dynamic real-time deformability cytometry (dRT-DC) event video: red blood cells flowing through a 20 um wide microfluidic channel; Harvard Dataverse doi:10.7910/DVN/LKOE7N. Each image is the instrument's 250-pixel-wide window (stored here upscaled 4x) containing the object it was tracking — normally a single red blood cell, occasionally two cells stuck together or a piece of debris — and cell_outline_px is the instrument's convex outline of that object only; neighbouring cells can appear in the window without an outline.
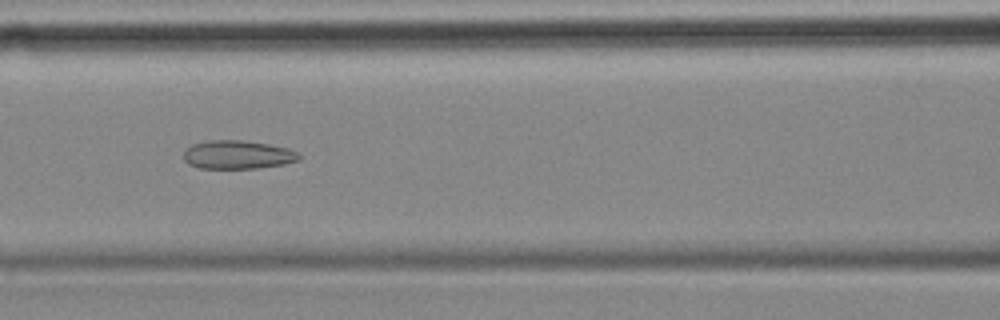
{"species": "common noctule bat (a hibernating species)", "species_latin": "Nyctalus noctula", "temperature_condition": "cold", "stored_images_in_passage": 35, "camera_frame_rate_fps": 3000, "um_per_image_px": 0.085, "animal": {"sex": "female", "body_mass_g": 18.4}, "frame": {"image": 1, "passage_image": 12, "time_ms": 3.667, "image_size_px": [1000, 320], "cell_outline_px": [[300, 160], [284, 164], [256, 168], [200, 168], [188, 164], [184, 160], [184, 152], [192, 144], [208, 140], [244, 140], [268, 144], [288, 148], [296, 152], [300, 156]], "centroid_in_image_um": [20.19, 13.15], "position_along_channel_um": 146.4, "area_um2": 19.13}}
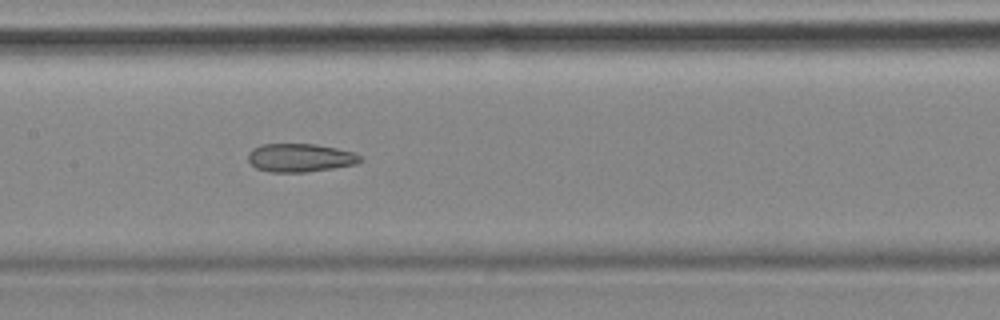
{"frame": {"image": 2, "passage_image": 15, "time_ms": 4.667, "image_size_px": [1000, 320], "cell_outline_px": [[364, 160], [356, 164], [332, 168], [304, 172], [272, 172], [256, 168], [248, 160], [248, 152], [252, 148], [260, 144], [316, 144], [356, 152]], "centroid_in_image_um": [25.52, 13.4], "position_along_channel_um": 181.9, "area_um2": 18.61}}
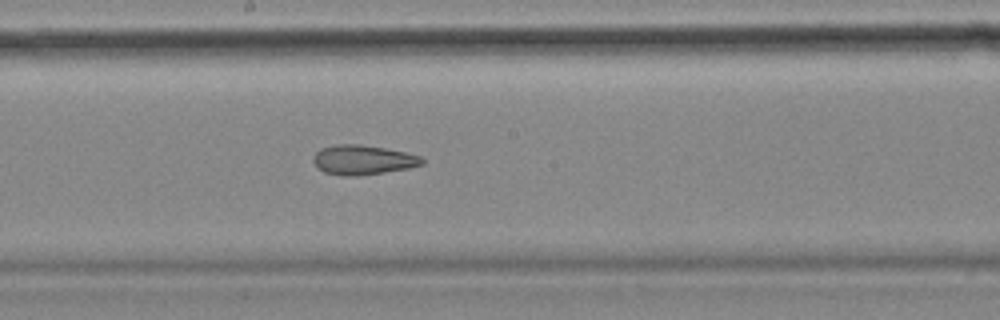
{"frame": {"image": 3, "passage_image": 18, "time_ms": 5.667, "image_size_px": [1000, 320], "cell_outline_px": [[424, 164], [408, 168], [384, 172], [356, 176], [344, 176], [324, 172], [316, 168], [312, 160], [312, 156], [320, 148], [336, 144], [360, 144], [384, 148], [404, 152], [420, 156], [424, 160]], "centroid_in_image_um": [30.79, 13.59], "position_along_channel_um": 217.4, "area_um2": 18.84}, "authors_computed_cell_mechanics": {"area_um2": 19.1318, "velocity_mm_per_s": 3.5677, "shape_relaxation_time_tau1_ms": null, "shape_relaxation_time_tau2_ms": 2.7966, "deformation_change_tau1": null, "deformation_change_tau2": 0.111}}